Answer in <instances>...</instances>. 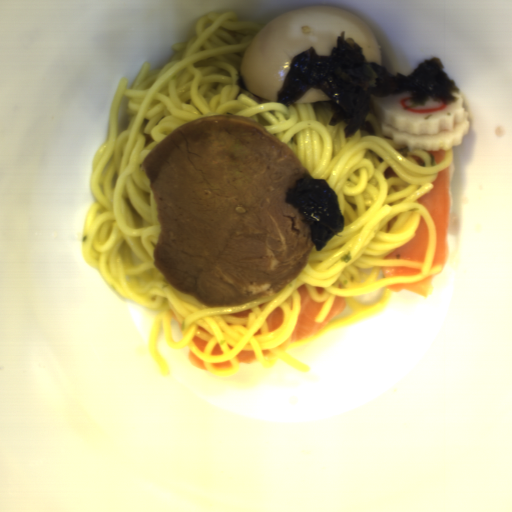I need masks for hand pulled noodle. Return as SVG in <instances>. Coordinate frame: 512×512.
Segmentation results:
<instances>
[{
  "label": "hand pulled noodle",
  "mask_w": 512,
  "mask_h": 512,
  "mask_svg": "<svg viewBox=\"0 0 512 512\" xmlns=\"http://www.w3.org/2000/svg\"><path fill=\"white\" fill-rule=\"evenodd\" d=\"M263 27L240 21L234 11H209L198 17L191 37L171 44L177 52L161 69L152 70L151 64L142 63L131 87L127 76L120 77L109 110L106 139L92 156L89 185L96 201L83 220L81 257L119 296L153 309L148 351L164 376L170 370L157 347L161 326L172 350L187 347L212 375L225 378L238 373L237 355L241 351H253L263 368L269 369L280 360L308 373L309 365L287 352L378 315L394 294L383 286L414 284L443 270L440 264L432 267L437 226L418 199L433 190L439 172L451 166L454 146L437 164L426 150H410L406 144H396L376 132L367 134L358 129L353 137H345L346 122L329 125L331 100L286 107L255 96L240 76V64ZM121 94L129 96L131 120L117 136ZM219 113L258 121L291 146L311 175L327 179L335 190L345 226L320 252L314 246L304 270L276 295L243 306L210 309L174 289L153 264L159 223L148 179L139 163L178 126ZM412 155L419 156L426 167L418 166ZM388 165L398 177H384L382 172ZM395 215L399 218L387 232L388 221ZM421 216L429 231L424 263L384 259L414 237ZM392 266L421 268L422 273L376 280L381 267ZM303 284L312 300L324 302L314 321L325 320L335 295L344 296L354 313L309 338L292 342L301 304L296 288ZM315 287L326 290L318 295ZM382 287L387 290L373 305L364 306L353 297ZM263 302L266 304L259 309ZM278 306L284 321L269 333L266 319ZM248 308L253 312L247 317L227 315ZM259 328L260 335H254ZM195 335L208 341L203 353L192 340ZM217 343L224 354L210 355ZM230 360L232 368L211 364Z\"/></svg>",
  "instance_id": "1"
}]
</instances>
